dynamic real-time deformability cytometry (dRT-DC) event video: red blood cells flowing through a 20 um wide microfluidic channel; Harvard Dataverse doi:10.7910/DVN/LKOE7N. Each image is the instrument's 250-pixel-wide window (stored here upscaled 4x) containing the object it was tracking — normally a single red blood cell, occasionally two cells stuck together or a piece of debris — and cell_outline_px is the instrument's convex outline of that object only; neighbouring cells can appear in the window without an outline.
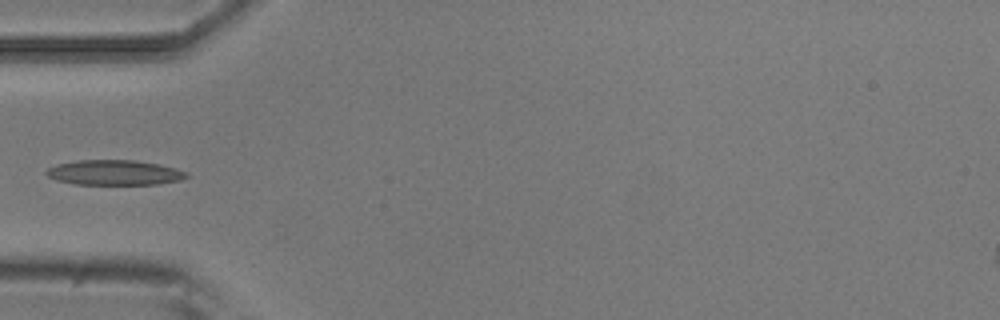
{"species": "common noctule bat (a hibernating species)", "species_latin": "Nyctalus noctula", "temperature_condition": "room temperature", "stored_images_in_passage": 2, "camera_frame_rate_fps": 3000, "um_per_image_px": 0.085, "animal": {"sex": "male", "body_mass_g": 20.5, "forearm_length_mm": 52.5}, "frame": {"image": 1, "passage_image": 1, "time_ms": 0.0, "image_size_px": [1000, 320], "cell_outline_px": [[188, 176], [180, 180], [156, 184], [72, 184], [56, 180], [48, 176], [44, 172], [48, 168], [56, 164], [76, 160], [136, 160], [160, 164], [176, 168], [188, 172]], "centroid_in_image_um": [9.71, 14.66], "position_along_channel_um": 75.3, "area_um2": 20.58}}
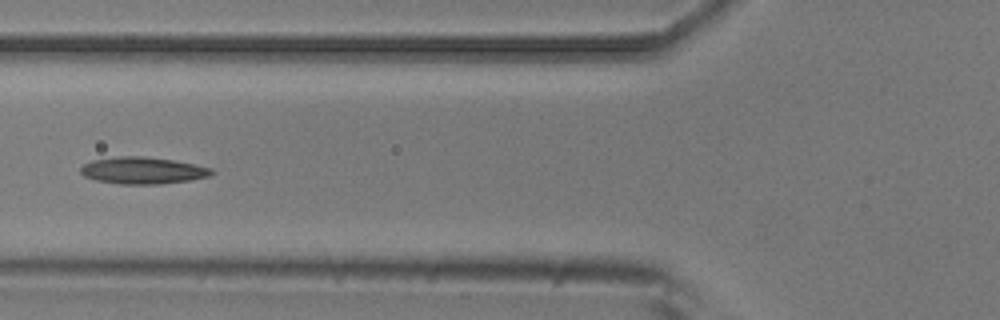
{"frame": {"image": 2, "passage_image": 2, "time_ms": 0.333, "image_size_px": [1000, 320], "cell_outline_px": [[216, 172], [212, 176], [192, 180], [160, 184], [120, 184], [96, 180], [84, 176], [80, 172], [80, 168], [84, 164], [92, 160], [120, 156], [144, 156], [172, 160], [212, 168]], "centroid_in_image_um": [12.16, 14.5], "position_along_channel_um": 113.6, "area_um2": 20.58}}